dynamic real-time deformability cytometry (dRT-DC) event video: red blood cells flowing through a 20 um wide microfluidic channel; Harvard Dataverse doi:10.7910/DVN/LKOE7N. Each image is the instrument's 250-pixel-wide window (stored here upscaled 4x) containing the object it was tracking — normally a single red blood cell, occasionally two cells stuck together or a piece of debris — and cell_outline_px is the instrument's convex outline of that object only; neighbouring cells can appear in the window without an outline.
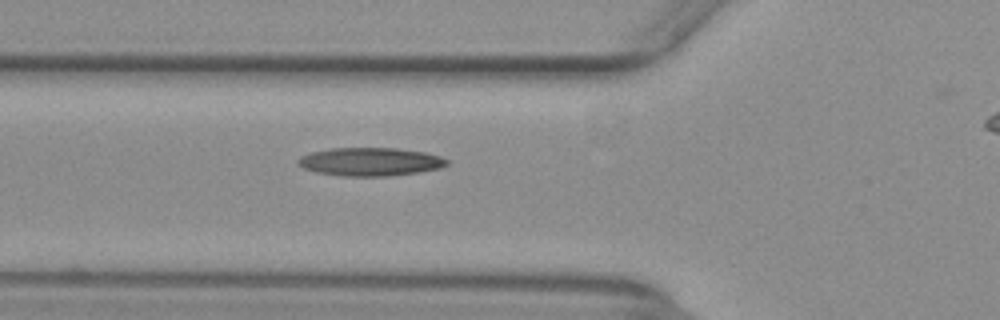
{"species": "common noctule bat (a hibernating species)", "species_latin": "Nyctalus noctula", "temperature_condition": "warm", "stored_images_in_passage": 40, "camera_frame_rate_fps": 3000, "um_per_image_px": 0.085, "animal": {"sex": "female", "body_mass_g": 29.2, "forearm_length_mm": 56.3}, "frame": {"image": 1, "passage_image": 12, "time_ms": 3.667, "image_size_px": [1000, 320], "cell_outline_px": [[448, 164], [440, 168], [420, 172], [388, 176], [344, 176], [316, 172], [304, 168], [296, 160], [300, 156], [312, 152], [328, 148], [396, 148], [424, 152], [440, 156], [448, 160]], "centroid_in_image_um": [31.48, 13.74], "position_along_channel_um": 94.3, "area_um2": 24.51}}
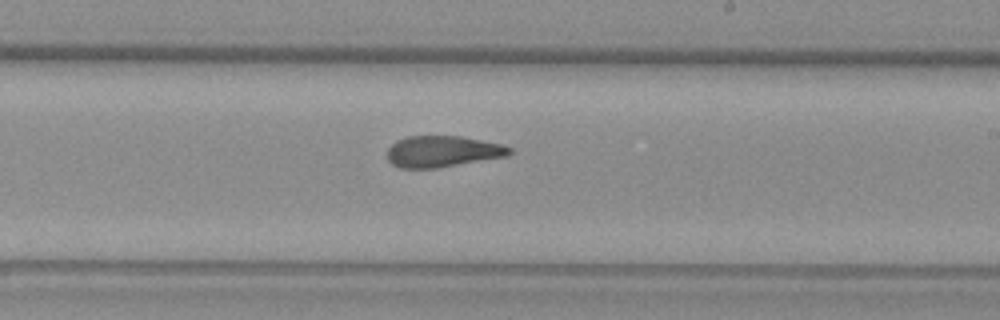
{"frame": {"image": 2, "passage_image": 24, "time_ms": 7.667, "image_size_px": [1000, 320], "cell_outline_px": [[512, 152], [508, 156], [440, 168], [400, 168], [392, 164], [388, 160], [388, 148], [396, 140], [408, 136], [460, 136], [504, 144], [512, 148]], "centroid_in_image_um": [37.65, 12.88], "position_along_channel_um": 251.4, "area_um2": 22.54}}
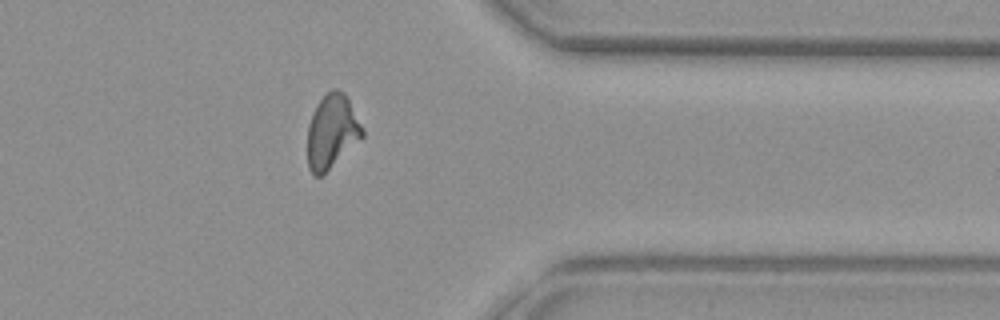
{"frame": {"image": 3, "passage_image": 35, "time_ms": 11.333, "image_size_px": [1000, 320], "cell_outline_px": [[364, 136], [320, 176], [312, 176], [308, 168], [308, 124], [312, 112], [316, 104], [332, 88], [336, 88], [344, 92], [348, 96], [364, 128]], "centroid_in_image_um": [28.22, 11.14], "position_along_channel_um": 383.2, "area_um2": 23.7}, "authors_computed_cell_mechanics": {"area_um2": 23.0911, "velocity_mm_per_s": 3.927, "shape_relaxation_time_tau1_ms": null, "shape_relaxation_time_tau2_ms": 2.3806, "deformation_change_tau1": null, "deformation_change_tau2": 0.11}}